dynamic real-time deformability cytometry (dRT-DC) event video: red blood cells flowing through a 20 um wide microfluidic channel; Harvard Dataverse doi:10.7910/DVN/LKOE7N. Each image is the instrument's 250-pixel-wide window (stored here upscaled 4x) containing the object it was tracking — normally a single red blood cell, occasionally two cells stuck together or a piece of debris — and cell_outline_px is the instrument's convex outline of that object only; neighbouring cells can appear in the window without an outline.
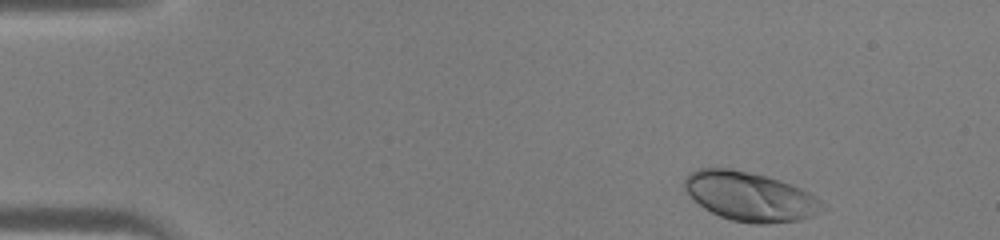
{"species": "human", "species_latin": "Homo sapiens", "temperature_condition": "warm", "stored_images_in_passage": 33, "camera_frame_rate_fps": 3000, "um_per_image_px": 0.085, "donor": {"sex": "male"}, "frame": {"image": 1, "passage_image": 1, "time_ms": 0.0, "image_size_px": [1000, 240], "cell_outline_px": [[820, 208], [812, 216], [800, 220], [768, 224], [756, 224], [732, 220], [720, 216], [704, 208], [684, 188], [684, 176], [688, 172], [696, 168], [732, 168], [768, 176], [792, 184], [816, 196], [820, 200]], "centroid_in_image_um": [63.7, 16.68], "position_along_channel_um": 21.3, "area_um2": 39.25}}
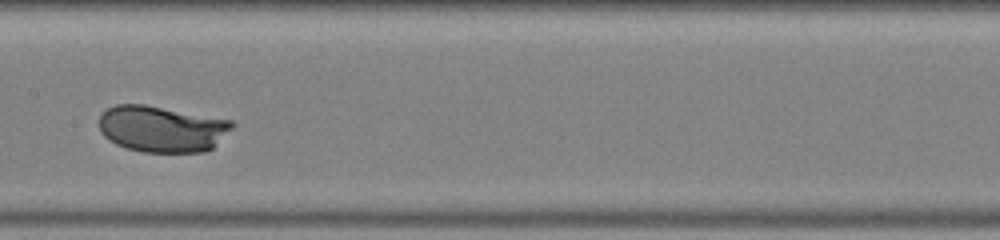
{"frame": {"image": 2, "passage_image": 19, "time_ms": 6.0, "image_size_px": [1000, 240], "cell_outline_px": [[236, 124], [212, 148], [204, 152], [144, 152], [128, 148], [116, 144], [104, 136], [100, 132], [100, 116], [108, 108], [116, 104], [144, 104], [232, 120]], "centroid_in_image_um": [13.77, 10.95], "position_along_channel_um": 193.6, "area_um2": 35.78}}
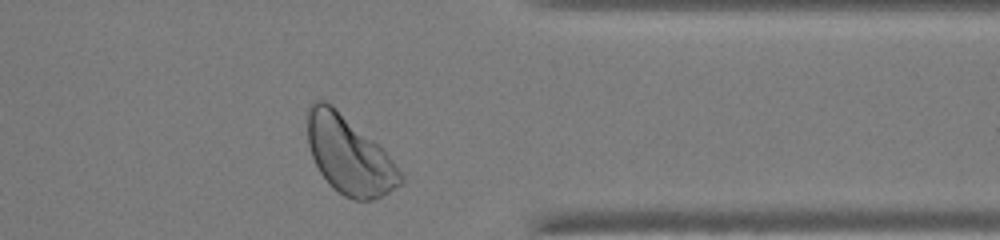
{"frame": {"image": 3, "passage_image": 32, "time_ms": 10.333, "image_size_px": [1000, 240], "cell_outline_px": [[404, 180], [400, 184], [388, 192], [372, 200], [352, 200], [344, 196], [332, 188], [320, 172], [312, 156], [308, 144], [308, 104], [316, 100], [324, 100], [332, 104], [380, 144], [384, 148], [404, 176]], "centroid_in_image_um": [29.68, 13.17], "position_along_channel_um": 381.7, "area_um2": 42.43}}